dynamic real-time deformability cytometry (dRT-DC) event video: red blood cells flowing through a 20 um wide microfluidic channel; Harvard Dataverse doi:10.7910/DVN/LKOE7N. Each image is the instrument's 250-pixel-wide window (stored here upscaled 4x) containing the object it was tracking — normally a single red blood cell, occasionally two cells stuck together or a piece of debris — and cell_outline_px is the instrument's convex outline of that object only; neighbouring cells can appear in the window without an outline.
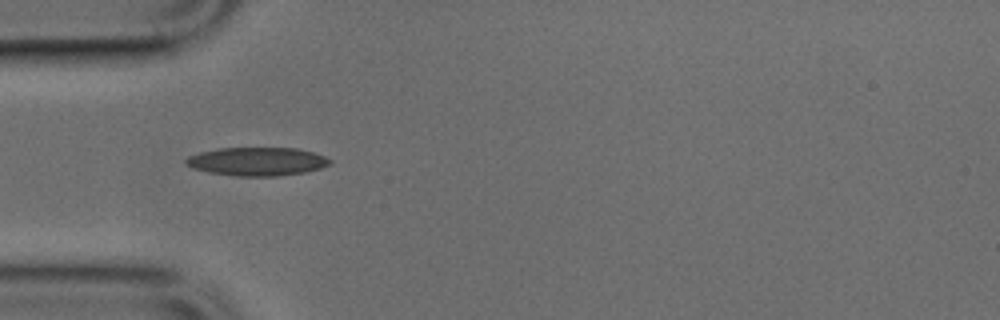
{"species": "common noctule bat (a hibernating species)", "species_latin": "Nyctalus noctula", "temperature_condition": "cold", "stored_images_in_passage": 5, "camera_frame_rate_fps": 3000, "um_per_image_px": 0.085, "animal": {"sex": "male", "body_mass_g": 17.9, "forearm_length_mm": 54.2}, "frame": {"image": 1, "passage_image": 1, "time_ms": 0.0, "image_size_px": [1000, 320], "cell_outline_px": [[332, 164], [320, 168], [304, 172], [276, 176], [236, 176], [208, 172], [192, 168], [184, 164], [184, 160], [188, 156], [200, 152], [220, 148], [296, 148], [312, 152], [324, 156], [332, 160]], "centroid_in_image_um": [21.83, 13.73], "position_along_channel_um": 63.2, "area_um2": 23.87}}
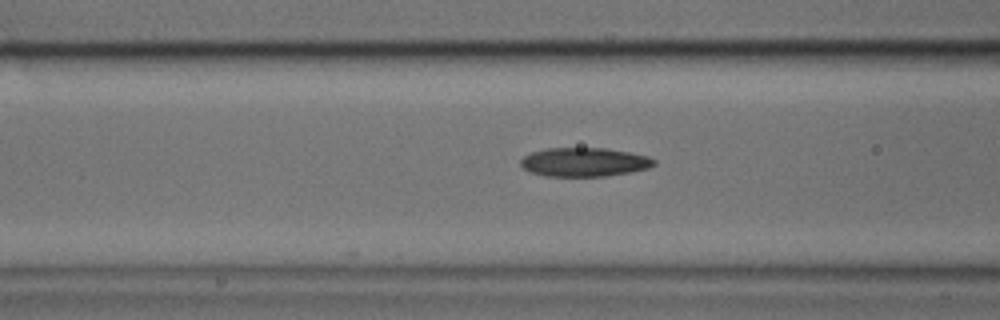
{"frame": {"image": 2, "passage_image": 5, "time_ms": 1.333, "image_size_px": [1000, 320], "cell_outline_px": [[656, 164], [648, 168], [628, 172], [604, 176], [544, 176], [532, 172], [524, 168], [520, 164], [520, 160], [524, 156], [532, 152], [544, 148], [604, 148], [628, 152], [648, 156], [656, 160]], "centroid_in_image_um": [49.65, 13.77], "position_along_channel_um": 117.0, "area_um2": 22.31}}